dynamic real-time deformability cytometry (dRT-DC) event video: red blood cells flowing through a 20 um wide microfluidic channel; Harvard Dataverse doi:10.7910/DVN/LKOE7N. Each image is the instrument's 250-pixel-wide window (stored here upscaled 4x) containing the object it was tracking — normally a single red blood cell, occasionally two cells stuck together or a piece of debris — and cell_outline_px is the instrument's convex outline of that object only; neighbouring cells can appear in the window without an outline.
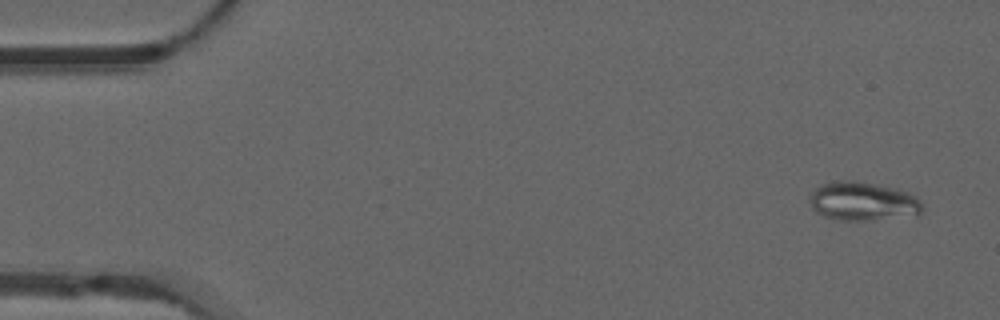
{"species": "common noctule bat (a hibernating species)", "species_latin": "Nyctalus noctula", "temperature_condition": "warm", "stored_images_in_passage": 53, "camera_frame_rate_fps": 3000, "um_per_image_px": 0.085, "animal": {"sex": "male", "forearm_length_mm": 52.5}, "frame": {"image": 1, "passage_image": 3, "time_ms": 0.667, "image_size_px": [1000, 320], "cell_outline_px": [[924, 208], [920, 212], [864, 220], [840, 220], [824, 216], [816, 212], [812, 208], [808, 200], [808, 196], [820, 184], [836, 180], [852, 180], [876, 184], [896, 188], [908, 192], [916, 196], [920, 200]], "centroid_in_image_um": [73.25, 17.07], "position_along_channel_um": 11.7, "area_um2": 25.09}}
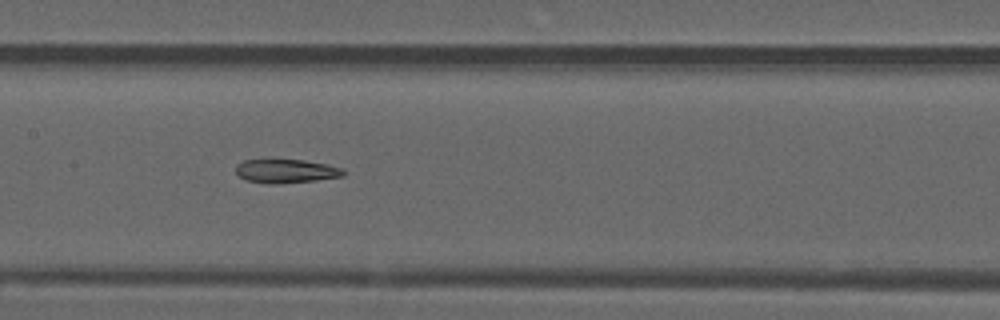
{"frame": {"image": 2, "passage_image": 26, "time_ms": 8.333, "image_size_px": [1000, 320], "cell_outline_px": [[344, 176], [316, 180], [280, 184], [264, 184], [244, 180], [236, 172], [236, 164], [244, 160], [304, 160], [328, 164], [344, 168]], "centroid_in_image_um": [24.31, 14.55], "position_along_channel_um": 183.1, "area_um2": 15.09}}
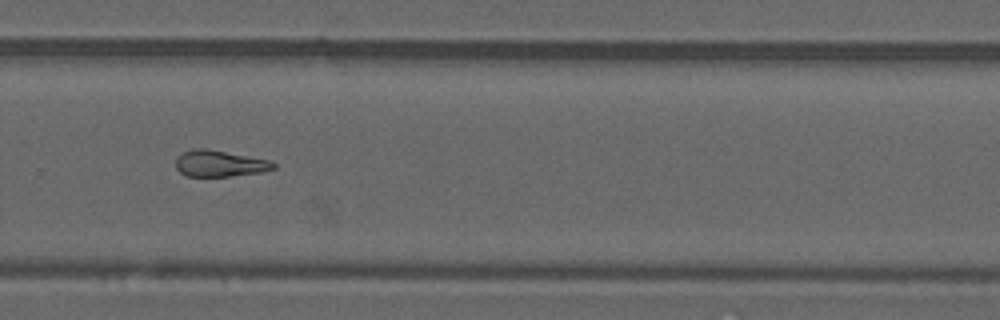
{"frame": {"image": 3, "passage_image": 36, "time_ms": 11.667, "image_size_px": [1000, 320], "cell_outline_px": [[276, 168], [260, 172], [228, 176], [188, 176], [180, 172], [176, 168], [176, 156], [184, 152], [196, 148], [208, 148], [272, 160], [276, 164]], "centroid_in_image_um": [18.69, 13.88], "position_along_channel_um": 311.1, "area_um2": 15.09}}